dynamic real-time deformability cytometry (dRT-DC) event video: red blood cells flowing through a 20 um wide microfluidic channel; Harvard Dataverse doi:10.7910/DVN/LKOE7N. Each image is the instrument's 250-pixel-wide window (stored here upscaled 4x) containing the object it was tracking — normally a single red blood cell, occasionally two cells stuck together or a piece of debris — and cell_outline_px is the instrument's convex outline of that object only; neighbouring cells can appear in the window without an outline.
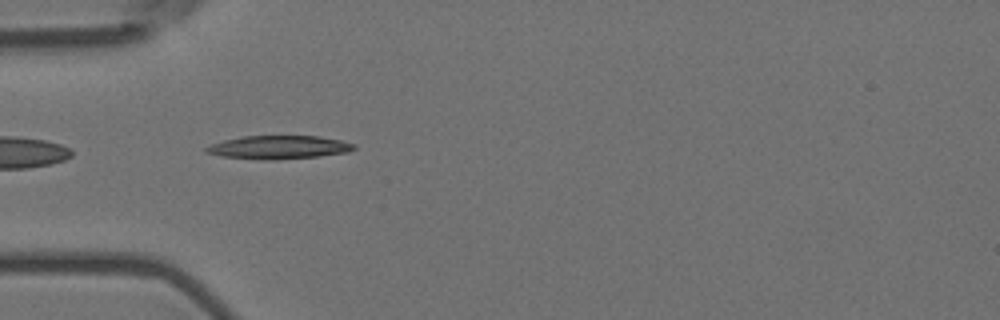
{"species": "Egyptian fruit bat (a non-hibernating species)", "species_latin": "Rousettus aegyptiacus", "temperature_condition": "room temperature", "stored_images_in_passage": 14, "camera_frame_rate_fps": 3000, "um_per_image_px": 0.085, "animal": {"sex": "female"}, "frame": {"image": 1, "passage_image": 4, "time_ms": 1.0, "image_size_px": [1000, 320], "cell_outline_px": [[356, 148], [348, 152], [320, 156], [276, 160], [268, 160], [220, 156], [204, 152], [204, 148], [212, 144], [224, 140], [240, 136], [320, 136], [340, 140], [356, 144]], "centroid_in_image_um": [23.7, 12.52], "position_along_channel_um": 61.3, "area_um2": 20.23}}
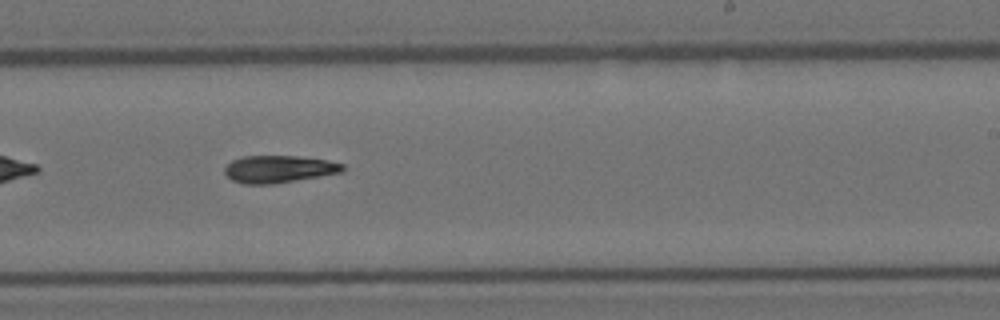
{"frame": {"image": 2, "passage_image": 9, "time_ms": 2.667, "image_size_px": [1000, 320], "cell_outline_px": [[344, 168], [340, 172], [320, 176], [272, 184], [244, 184], [232, 180], [224, 172], [224, 168], [232, 160], [240, 156], [296, 156], [328, 160], [344, 164]], "centroid_in_image_um": [23.66, 14.36], "position_along_channel_um": 265.3, "area_um2": 18.67}}
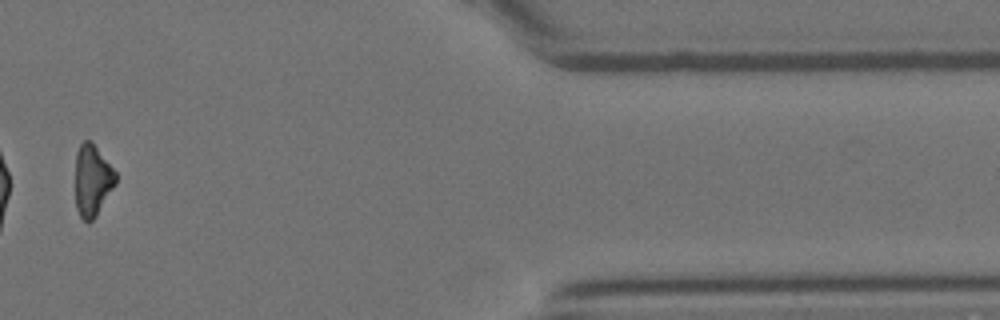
{"frame": {"image": 3, "passage_image": 13, "time_ms": 4.0, "image_size_px": [1000, 320], "cell_outline_px": [[116, 184], [96, 216], [88, 224], [80, 216], [76, 208], [76, 152], [80, 144], [84, 140], [88, 140], [96, 148], [116, 172]], "centroid_in_image_um": [7.85, 15.37], "position_along_channel_um": 403.6, "area_um2": 16.59}}